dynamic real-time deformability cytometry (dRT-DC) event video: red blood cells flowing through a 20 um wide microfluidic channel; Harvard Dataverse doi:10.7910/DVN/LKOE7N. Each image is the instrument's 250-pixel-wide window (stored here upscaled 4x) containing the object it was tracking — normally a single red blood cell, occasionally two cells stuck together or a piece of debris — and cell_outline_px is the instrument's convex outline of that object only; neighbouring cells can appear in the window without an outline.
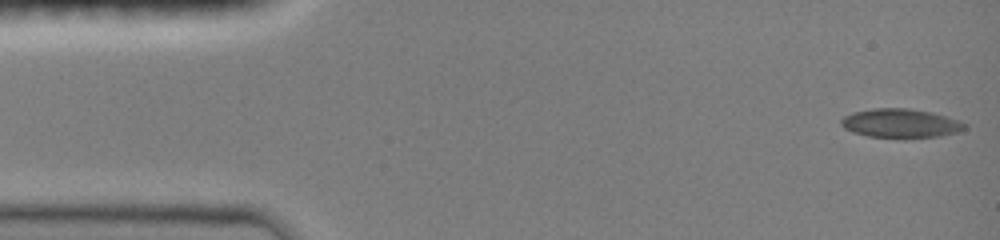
{"species": "common noctule bat (a hibernating species)", "species_latin": "Nyctalus noctula", "temperature_condition": "room temperature", "stored_images_in_passage": 47, "camera_frame_rate_fps": 3000, "um_per_image_px": 0.085, "animal": {"sex": "female", "body_mass_g": 19.0, "forearm_length_mm": 51.5}, "frame": {"image": 1, "passage_image": 1, "time_ms": 0.0, "image_size_px": [1000, 240], "cell_outline_px": [[968, 124], [964, 128], [956, 132], [940, 136], [904, 140], [868, 136], [852, 132], [844, 128], [840, 124], [840, 120], [844, 116], [852, 112], [872, 108], [908, 108], [932, 112]], "centroid_in_image_um": [76.5, 10.5], "position_along_channel_um": 8.5, "area_um2": 21.33}}
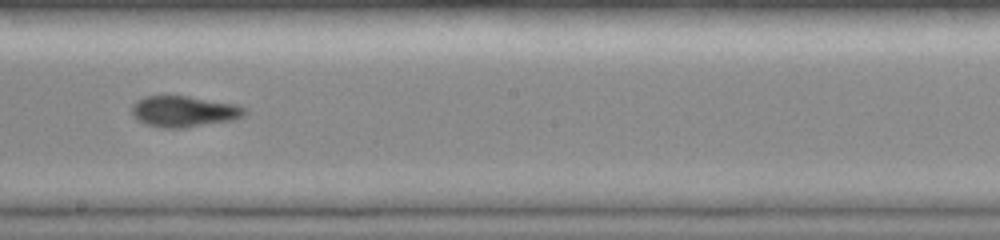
{"frame": {"image": 2, "passage_image": 26, "time_ms": 8.333, "image_size_px": [1000, 240], "cell_outline_px": [[248, 112], [244, 116], [232, 120], [184, 128], [164, 128], [148, 124], [136, 120], [132, 116], [132, 104], [136, 100], [144, 96], [188, 96], [236, 104], [244, 108]], "centroid_in_image_um": [15.62, 9.47], "position_along_channel_um": 232.6, "area_um2": 20.46}}
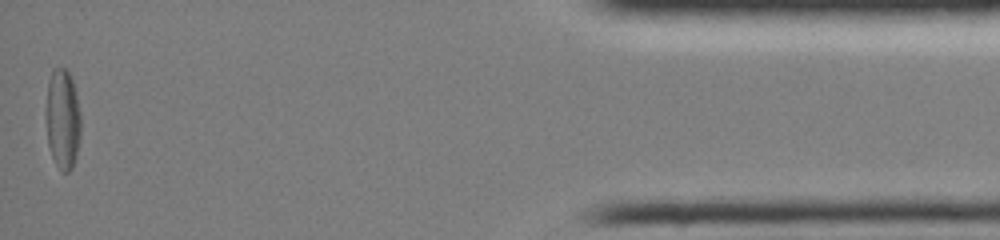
{"frame": {"image": 3, "passage_image": 46, "time_ms": 15.0, "image_size_px": [1000, 240], "cell_outline_px": [[80, 136], [76, 156], [72, 168], [68, 172], [64, 172], [56, 164], [52, 156], [48, 144], [48, 80], [52, 68], [64, 68], [68, 72], [72, 80], [76, 92], [80, 112]], "centroid_in_image_um": [5.36, 10.11], "position_along_channel_um": 429.8, "area_um2": 19.77}, "authors_computed_cell_mechanics": {"area_um2": 20.4612, "velocity_mm_per_s": 4.0574, "shape_relaxation_time_tau1_ms": null, "shape_relaxation_time_tau2_ms": 2.6624, "deformation_change_tau1": null, "deformation_change_tau2": 0.072}}